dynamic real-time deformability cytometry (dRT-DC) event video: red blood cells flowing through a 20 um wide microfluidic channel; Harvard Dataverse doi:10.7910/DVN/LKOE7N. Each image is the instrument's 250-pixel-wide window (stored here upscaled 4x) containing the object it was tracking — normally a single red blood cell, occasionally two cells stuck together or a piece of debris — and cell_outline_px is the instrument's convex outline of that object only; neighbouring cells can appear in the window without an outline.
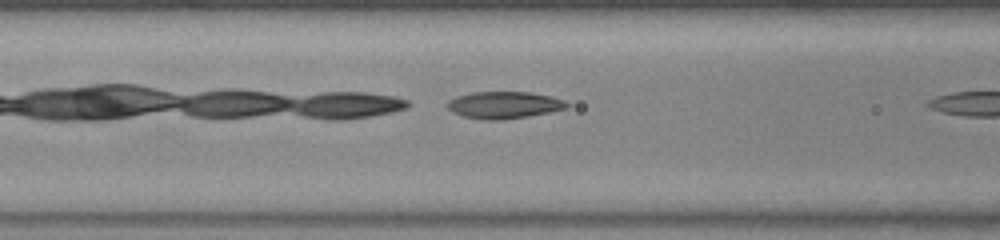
{"species": "common noctule bat (a hibernating species)", "species_latin": "Nyctalus noctula", "temperature_condition": "warm", "stored_images_in_passage": 8, "camera_frame_rate_fps": 3000, "um_per_image_px": 0.085, "animal": {"sex": "female", "body_mass_g": 23.0, "forearm_length_mm": 53.4}, "frame": {"image": 1, "passage_image": 7, "time_ms": 2.0, "image_size_px": [1000, 240], "cell_outline_px": [[572, 104], [568, 108], [528, 116], [504, 120], [484, 120], [464, 116], [452, 112], [444, 104], [448, 100], [456, 96], [472, 92], [532, 92], [552, 96], [564, 100]], "centroid_in_image_um": [42.85, 8.92], "position_along_channel_um": 123.8, "area_um2": 19.07}}